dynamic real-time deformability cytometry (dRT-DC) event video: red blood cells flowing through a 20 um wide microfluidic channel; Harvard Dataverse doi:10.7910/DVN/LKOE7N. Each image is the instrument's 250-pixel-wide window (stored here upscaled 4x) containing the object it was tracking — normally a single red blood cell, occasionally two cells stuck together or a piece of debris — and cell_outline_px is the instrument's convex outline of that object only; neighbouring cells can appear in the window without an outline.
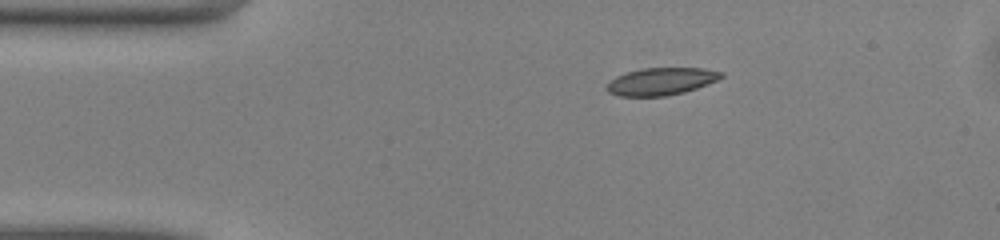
{"species": "common noctule bat (a hibernating species)", "species_latin": "Nyctalus noctula", "temperature_condition": "warm", "stored_images_in_passage": 42, "camera_frame_rate_fps": 3000, "um_per_image_px": 0.085, "animal": {"sex": "male", "body_mass_g": 13.0, "forearm_length_mm": 53.1}, "frame": {"image": 1, "passage_image": 1, "time_ms": 0.0, "image_size_px": [1000, 240], "cell_outline_px": [[724, 76], [716, 80], [696, 88], [684, 92], [668, 96], [616, 96], [608, 92], [604, 88], [604, 84], [608, 80], [624, 72], [640, 68], [704, 68], [724, 72]], "centroid_in_image_um": [56.11, 6.91], "position_along_channel_um": 28.9, "area_um2": 18.61}}
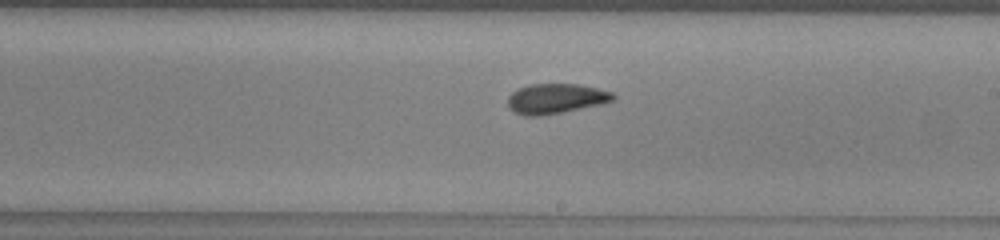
{"frame": {"image": 2, "passage_image": 20, "time_ms": 6.333, "image_size_px": [1000, 240], "cell_outline_px": [[616, 100], [600, 104], [564, 112], [540, 116], [524, 116], [512, 112], [508, 108], [508, 96], [516, 88], [528, 84], [576, 84], [596, 88], [612, 92], [616, 96]], "centroid_in_image_um": [47.2, 8.39], "position_along_channel_um": 241.8, "area_um2": 18.67}}
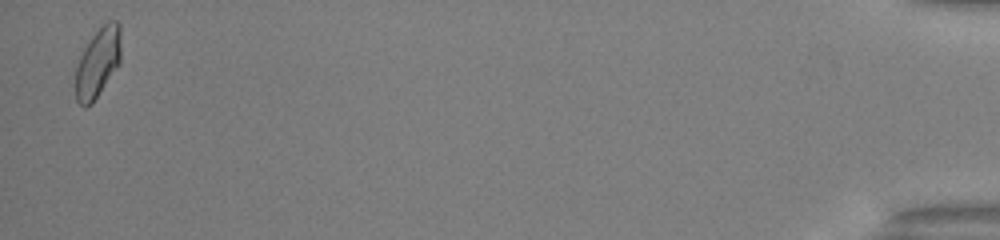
{"frame": {"image": 3, "passage_image": 41, "time_ms": 13.333, "image_size_px": [1000, 240], "cell_outline_px": [[120, 60], [92, 104], [84, 108], [76, 100], [76, 68], [80, 56], [88, 40], [108, 20], [116, 20], [120, 24]], "centroid_in_image_um": [8.3, 5.3], "position_along_channel_um": 426.9, "area_um2": 18.03}, "authors_computed_cell_mechanics": {"area_um2": 18.2937, "velocity_mm_per_s": 4.0996, "shape_relaxation_time_tau1_ms": 3.7762, "shape_relaxation_time_tau2_ms": 1.9422, "deformation_change_tau1": 0.1176, "deformation_change_tau2": 0.0715}}